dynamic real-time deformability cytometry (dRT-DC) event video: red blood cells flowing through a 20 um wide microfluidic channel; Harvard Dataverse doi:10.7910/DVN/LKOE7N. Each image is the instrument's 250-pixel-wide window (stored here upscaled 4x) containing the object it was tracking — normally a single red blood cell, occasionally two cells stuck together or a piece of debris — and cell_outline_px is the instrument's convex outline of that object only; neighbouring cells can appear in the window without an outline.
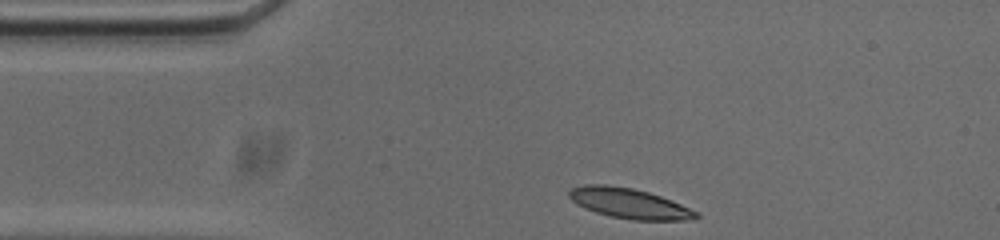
{"species": "common noctule bat (a hibernating species)", "species_latin": "Nyctalus noctula", "temperature_condition": "cold", "stored_images_in_passage": 34, "camera_frame_rate_fps": 3000, "um_per_image_px": 0.085, "animal": {"sex": "male", "body_mass_g": 20.0, "forearm_length_mm": 53.3}, "frame": {"image": 1, "passage_image": 1, "time_ms": 0.0, "image_size_px": [1000, 240], "cell_outline_px": [[700, 216], [692, 220], [632, 220], [612, 216], [596, 212], [584, 208], [576, 204], [568, 196], [568, 192], [572, 188], [584, 184], [604, 184], [632, 188], [648, 192], [672, 200], [696, 212]], "centroid_in_image_um": [53.46, 17.28], "position_along_channel_um": 31.5, "area_um2": 22.2}}
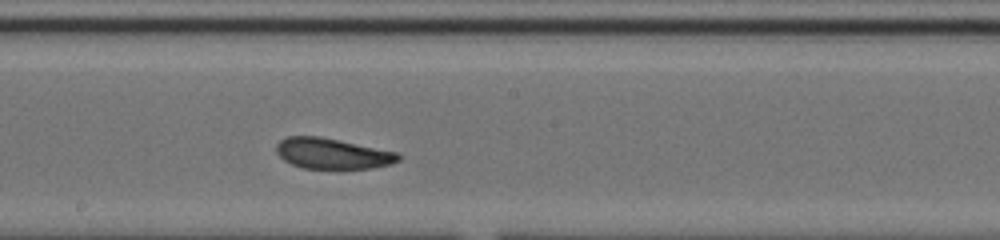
{"frame": {"image": 2, "passage_image": 19, "time_ms": 6.0, "image_size_px": [1000, 240], "cell_outline_px": [[400, 160], [392, 164], [372, 168], [304, 168], [292, 164], [284, 160], [276, 152], [276, 144], [280, 140], [288, 136], [316, 136], [396, 152], [400, 156]], "centroid_in_image_um": [28.22, 13.06], "position_along_channel_um": 220.0, "area_um2": 21.39}}
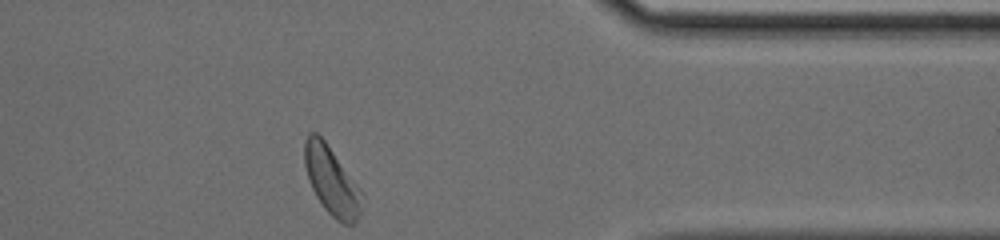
{"frame": {"image": 3, "passage_image": 34, "time_ms": 11.0, "image_size_px": [1000, 240], "cell_outline_px": [[364, 196], [360, 212], [356, 224], [344, 224], [336, 220], [324, 208], [316, 196], [312, 188], [304, 164], [304, 140], [308, 132], [316, 132], [324, 140], [360, 188]], "centroid_in_image_um": [28.19, 15.38], "position_along_channel_um": 383.2, "area_um2": 22.77}, "authors_computed_cell_mechanics": {"area_um2": 22.1952, "velocity_mm_per_s": 3.7072, "shape_relaxation_time_tau1_ms": 6.3786, "shape_relaxation_time_tau2_ms": 5.3665, "deformation_change_tau1": 0.1429, "deformation_change_tau2": 0.1407}}